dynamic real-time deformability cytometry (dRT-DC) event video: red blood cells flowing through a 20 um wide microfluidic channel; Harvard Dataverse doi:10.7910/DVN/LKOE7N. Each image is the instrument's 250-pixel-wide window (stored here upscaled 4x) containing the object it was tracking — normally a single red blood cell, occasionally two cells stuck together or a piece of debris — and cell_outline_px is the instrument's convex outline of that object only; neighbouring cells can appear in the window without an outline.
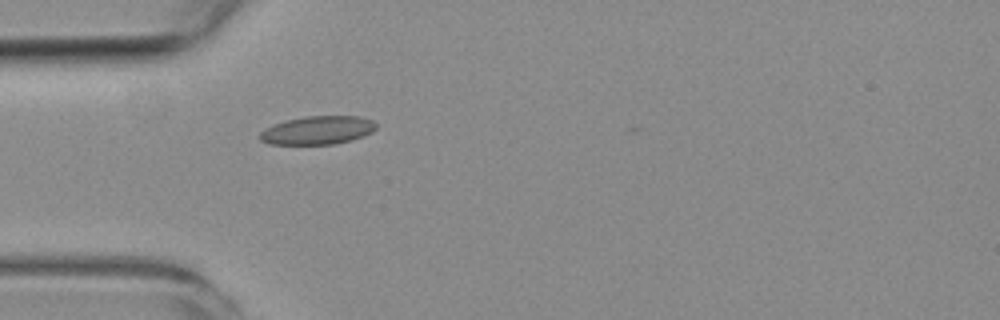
{"species": "common noctule bat (a hibernating species)", "species_latin": "Nyctalus noctula", "temperature_condition": "room temperature", "stored_images_in_passage": 2, "camera_frame_rate_fps": 3000, "um_per_image_px": 0.085, "animal": {"sex": "female", "body_mass_g": 19.3, "forearm_length_mm": 54.1}, "frame": {"image": 1, "passage_image": 2, "time_ms": 1.0, "image_size_px": [1000, 320], "cell_outline_px": [[376, 128], [372, 132], [352, 140], [332, 144], [268, 144], [260, 140], [256, 136], [264, 128], [272, 124], [284, 120], [304, 116], [360, 116], [372, 120], [376, 124]], "centroid_in_image_um": [26.94, 11.06], "position_along_channel_um": 58.1, "area_um2": 19.48}}